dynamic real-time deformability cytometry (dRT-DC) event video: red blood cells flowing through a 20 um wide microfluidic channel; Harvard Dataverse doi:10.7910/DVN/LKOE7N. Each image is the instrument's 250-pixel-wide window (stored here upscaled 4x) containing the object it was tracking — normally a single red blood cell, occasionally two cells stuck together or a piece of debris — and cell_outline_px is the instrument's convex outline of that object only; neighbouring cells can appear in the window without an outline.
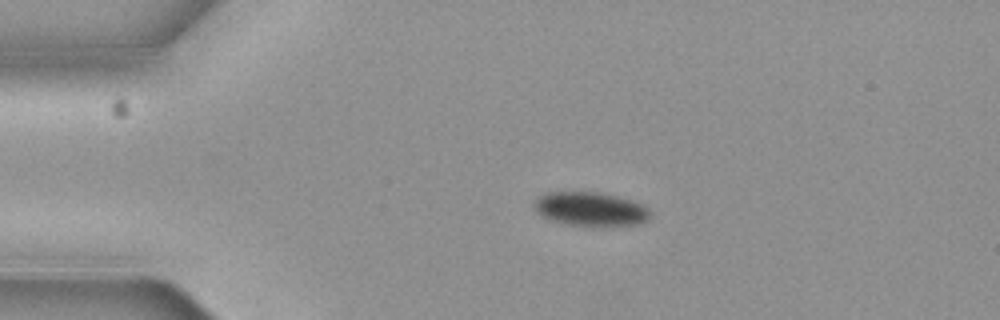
{"species": "common noctule bat (a hibernating species)", "species_latin": "Nyctalus noctula", "temperature_condition": "cold", "stored_images_in_passage": 5, "camera_frame_rate_fps": 3000, "um_per_image_px": 0.085, "animal": {"sex": "female", "body_mass_g": 19.3, "forearm_length_mm": 54.1}, "frame": {"image": 1, "passage_image": 3, "time_ms": 0.667, "image_size_px": [1000, 320], "cell_outline_px": [[652, 212], [640, 224], [568, 224], [552, 220], [536, 212], [532, 204], [544, 192], [600, 192], [632, 200], [644, 204]], "centroid_in_image_um": [50.17, 17.72], "position_along_channel_um": 34.8, "area_um2": 22.37}}
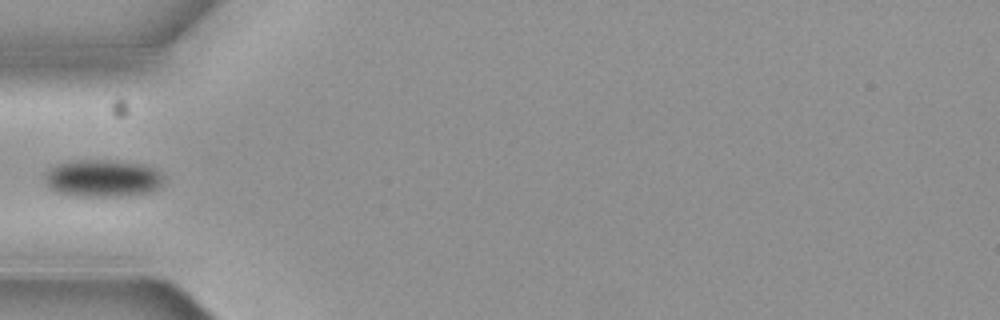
{"frame": {"image": 2, "passage_image": 5, "time_ms": 1.333, "image_size_px": [1000, 320], "cell_outline_px": [[164, 176], [160, 188], [148, 192], [120, 196], [76, 196], [56, 192], [48, 188], [44, 184], [44, 176], [52, 168], [60, 164], [100, 160], [140, 164], [152, 168], [160, 172]], "centroid_in_image_um": [8.73, 15.2], "position_along_channel_um": 76.3, "area_um2": 25.26}}